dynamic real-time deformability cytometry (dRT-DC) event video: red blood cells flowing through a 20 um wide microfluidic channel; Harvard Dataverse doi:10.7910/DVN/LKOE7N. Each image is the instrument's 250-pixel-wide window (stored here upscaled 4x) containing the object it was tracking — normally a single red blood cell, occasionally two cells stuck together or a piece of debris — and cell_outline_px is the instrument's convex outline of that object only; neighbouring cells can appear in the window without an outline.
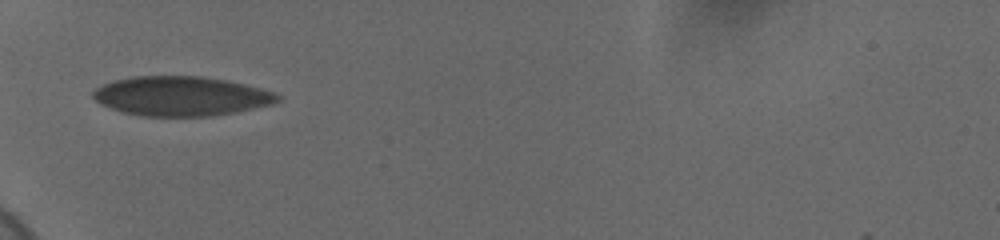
{"species": "human", "species_latin": "Homo sapiens", "temperature_condition": "cold", "stored_images_in_passage": 7, "camera_frame_rate_fps": 3000, "um_per_image_px": 0.085, "donor": {"sex": "female"}, "frame": {"image": 1, "passage_image": 1, "time_ms": 0.0, "image_size_px": [1000, 240], "cell_outline_px": [[280, 100], [272, 104], [236, 112], [212, 116], [140, 116], [124, 112], [100, 104], [92, 96], [92, 92], [96, 88], [112, 80], [136, 76], [200, 76], [228, 80], [260, 88], [272, 92], [280, 96]], "centroid_in_image_um": [15.38, 8.17], "position_along_channel_um": 69.6, "area_um2": 42.37}}
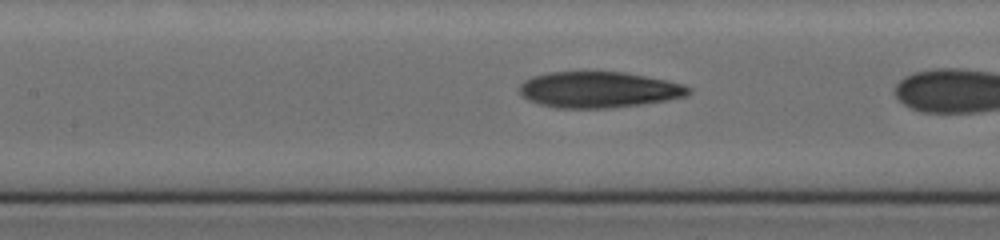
{"frame": {"image": 2, "passage_image": 6, "time_ms": 1.667, "image_size_px": [1000, 240], "cell_outline_px": [[692, 92], [688, 96], [668, 100], [640, 104], [604, 108], [556, 108], [540, 104], [528, 100], [520, 92], [520, 84], [524, 80], [532, 76], [548, 72], [624, 72], [684, 84], [692, 88]], "centroid_in_image_um": [50.91, 7.62], "position_along_channel_um": 156.5, "area_um2": 35.43}}